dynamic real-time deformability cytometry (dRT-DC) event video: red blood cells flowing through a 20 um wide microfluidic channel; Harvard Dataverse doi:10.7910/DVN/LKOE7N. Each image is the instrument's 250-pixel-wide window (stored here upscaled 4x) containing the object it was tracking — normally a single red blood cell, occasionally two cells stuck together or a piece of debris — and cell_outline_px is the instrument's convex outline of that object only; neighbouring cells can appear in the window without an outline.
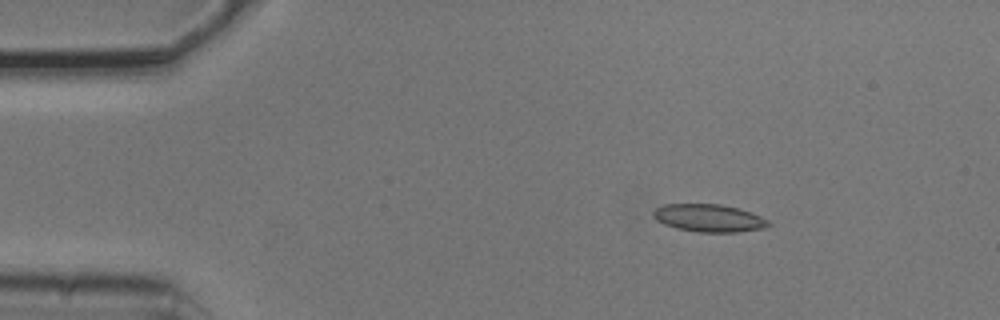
{"species": "common noctule bat (a hibernating species)", "species_latin": "Nyctalus noctula", "temperature_condition": "cold", "stored_images_in_passage": 3, "camera_frame_rate_fps": 3000, "um_per_image_px": 0.085, "animal": {"sex": "male", "body_mass_g": 20.5, "forearm_length_mm": 52.5}, "frame": {"image": 1, "passage_image": 2, "time_ms": 0.333, "image_size_px": [1000, 320], "cell_outline_px": [[772, 224], [764, 228], [736, 232], [696, 232], [676, 228], [664, 224], [656, 220], [652, 216], [652, 212], [656, 208], [664, 204], [720, 204], [736, 208], [760, 216], [768, 220]], "centroid_in_image_um": [60.22, 18.54], "position_along_channel_um": 24.8, "area_um2": 18.5}}